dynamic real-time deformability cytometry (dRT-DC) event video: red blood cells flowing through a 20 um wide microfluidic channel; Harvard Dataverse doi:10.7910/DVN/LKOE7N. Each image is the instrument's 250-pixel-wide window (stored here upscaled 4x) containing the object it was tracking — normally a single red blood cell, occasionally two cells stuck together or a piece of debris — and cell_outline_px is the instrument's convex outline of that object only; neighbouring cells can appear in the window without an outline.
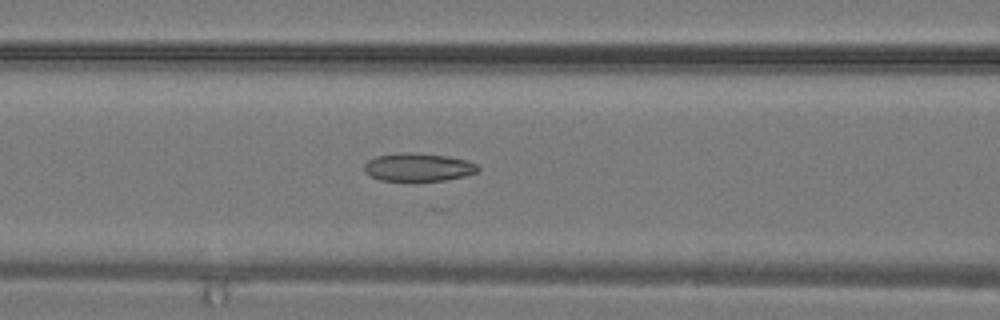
{"species": "common noctule bat (a hibernating species)", "species_latin": "Nyctalus noctula", "temperature_condition": "warm", "stored_images_in_passage": 21, "camera_frame_rate_fps": 3000, "um_per_image_px": 0.085, "animal": {"sex": "male", "body_mass_g": 19.2, "forearm_length_mm": 51.8}, "frame": {"image": 1, "passage_image": 14, "time_ms": 4.333, "image_size_px": [1000, 320], "cell_outline_px": [[480, 168], [476, 172], [464, 176], [444, 180], [380, 180], [372, 176], [364, 168], [364, 164], [368, 160], [376, 156], [404, 152], [412, 152], [448, 156], [468, 160], [476, 164]], "centroid_in_image_um": [35.58, 14.19], "position_along_channel_um": 131.0, "area_um2": 18.38}}
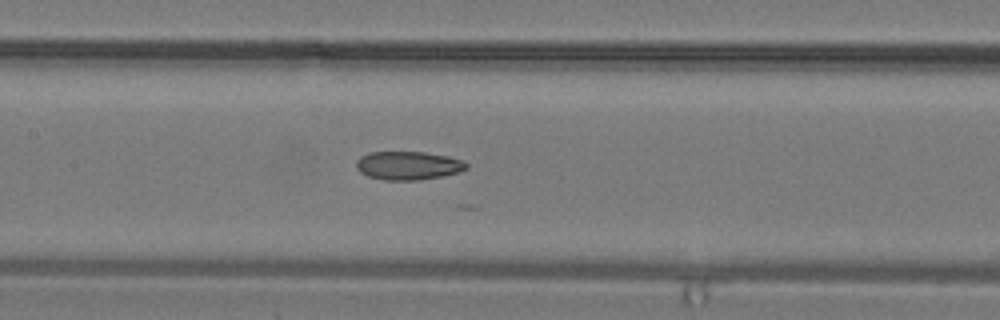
{"frame": {"image": 2, "passage_image": 16, "time_ms": 5.0, "image_size_px": [1000, 320], "cell_outline_px": [[468, 168], [460, 172], [420, 180], [384, 180], [368, 176], [360, 172], [356, 168], [356, 160], [360, 156], [368, 152], [424, 152], [448, 156], [464, 160], [468, 164]], "centroid_in_image_um": [34.7, 14.07], "position_along_channel_um": 172.7, "area_um2": 18.44}}
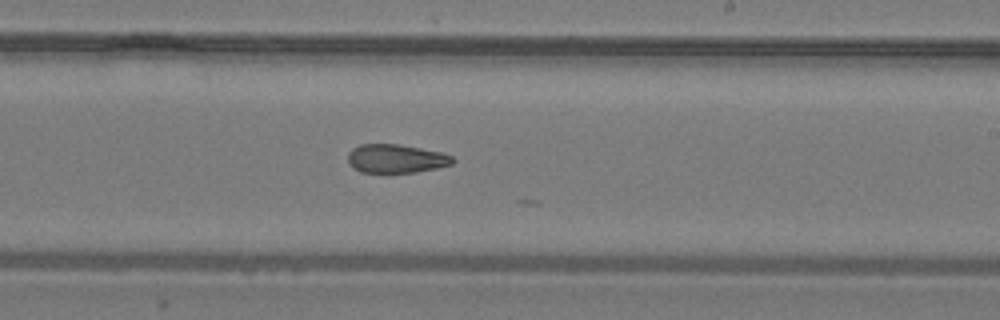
{"frame": {"image": 3, "passage_image": 20, "time_ms": 6.333, "image_size_px": [1000, 320], "cell_outline_px": [[456, 160], [452, 164], [436, 168], [416, 172], [360, 172], [352, 168], [348, 164], [348, 152], [352, 148], [360, 144], [400, 144], [440, 152], [452, 156]], "centroid_in_image_um": [33.63, 13.48], "position_along_channel_um": 255.4, "area_um2": 17.57}}